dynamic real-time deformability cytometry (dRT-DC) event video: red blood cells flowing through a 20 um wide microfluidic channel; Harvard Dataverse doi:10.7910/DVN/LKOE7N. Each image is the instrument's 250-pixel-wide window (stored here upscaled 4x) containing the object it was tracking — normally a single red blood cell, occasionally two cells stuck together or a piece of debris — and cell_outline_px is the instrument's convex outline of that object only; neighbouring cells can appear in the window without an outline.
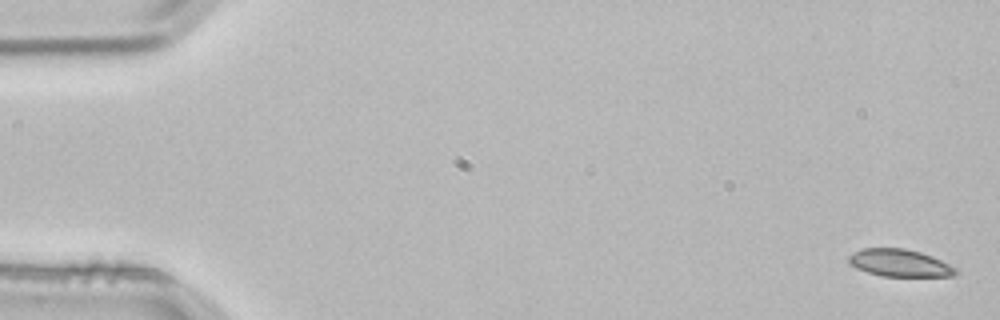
{"species": "common noctule bat (a hibernating species)", "species_latin": "Nyctalus noctula", "temperature_condition": "room temperature", "stored_images_in_passage": 3, "camera_frame_rate_fps": 3000, "um_per_image_px": 0.085, "animal": {"sex": "male", "body_mass_g": 21.5, "forearm_length_mm": 52.0}, "frame": {"image": 1, "passage_image": 1, "time_ms": 0.0, "image_size_px": [1000, 320], "cell_outline_px": [[956, 276], [880, 276], [856, 268], [848, 260], [848, 256], [864, 248], [904, 248], [920, 252], [932, 256], [956, 268]], "centroid_in_image_um": [76.48, 22.35], "position_along_channel_um": 8.5, "area_um2": 16.82}}
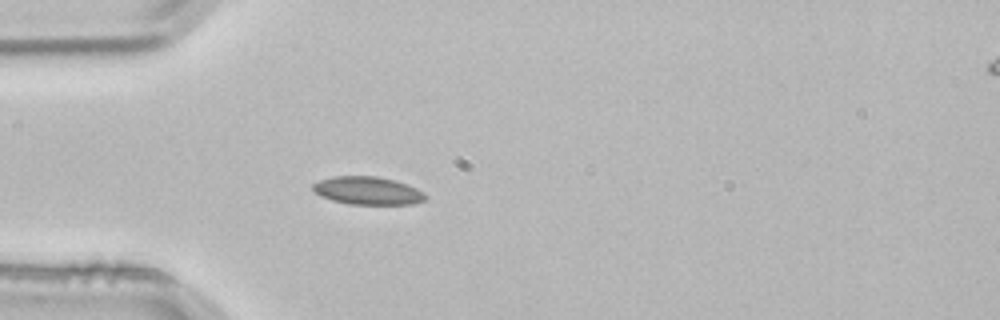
{"frame": {"image": 2, "passage_image": 3, "time_ms": 0.667, "image_size_px": [1000, 320], "cell_outline_px": [[428, 196], [424, 200], [412, 204], [348, 204], [332, 200], [320, 196], [312, 188], [312, 184], [320, 180], [332, 176], [376, 176], [396, 180], [408, 184], [424, 192]], "centroid_in_image_um": [31.27, 16.2], "position_along_channel_um": 53.7, "area_um2": 18.44}}